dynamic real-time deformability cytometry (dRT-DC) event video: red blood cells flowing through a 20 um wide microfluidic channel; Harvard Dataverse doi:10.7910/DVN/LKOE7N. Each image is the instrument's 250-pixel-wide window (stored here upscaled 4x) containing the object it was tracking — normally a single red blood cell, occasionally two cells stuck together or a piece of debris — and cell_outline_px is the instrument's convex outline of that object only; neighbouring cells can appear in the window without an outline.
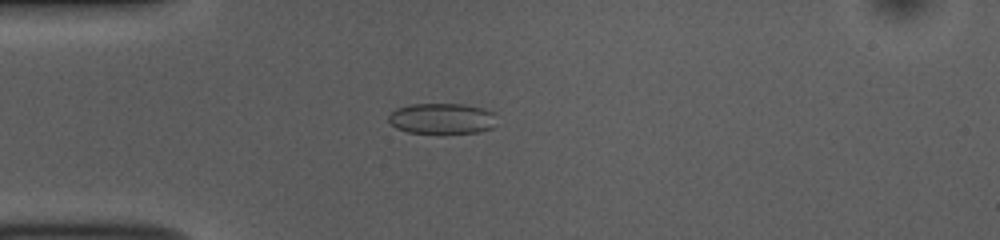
{"species": "common noctule bat (a hibernating species)", "species_latin": "Nyctalus noctula", "temperature_condition": "room temperature", "stored_images_in_passage": 38, "camera_frame_rate_fps": 3000, "um_per_image_px": 0.085, "animal": {"sex": "female", "body_mass_g": 10.0, "forearm_length_mm": 53.1}, "frame": {"image": 1, "passage_image": 4, "time_ms": 1.0, "image_size_px": [1000, 240], "cell_outline_px": [[496, 112], [492, 128], [480, 132], [408, 132], [396, 128], [388, 120], [388, 116], [396, 108], [408, 104], [464, 104]], "centroid_in_image_um": [37.55, 10.06], "position_along_channel_um": 47.5, "area_um2": 19.13}}
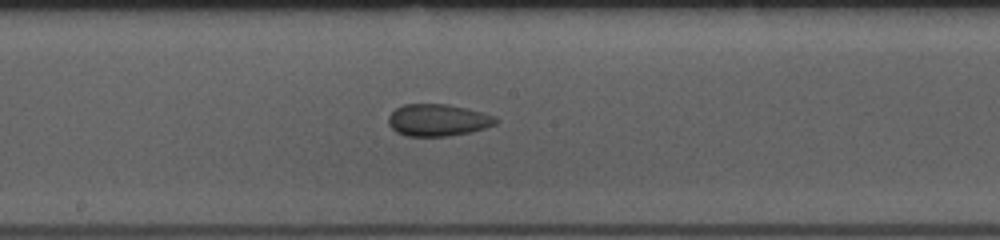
{"frame": {"image": 2, "passage_image": 18, "time_ms": 5.667, "image_size_px": [1000, 240], "cell_outline_px": [[500, 120], [496, 124], [484, 128], [468, 132], [448, 136], [408, 136], [396, 132], [388, 124], [388, 116], [396, 108], [404, 104], [448, 104], [496, 116]], "centroid_in_image_um": [37.21, 10.21], "position_along_channel_um": 211.0, "area_um2": 19.94}}
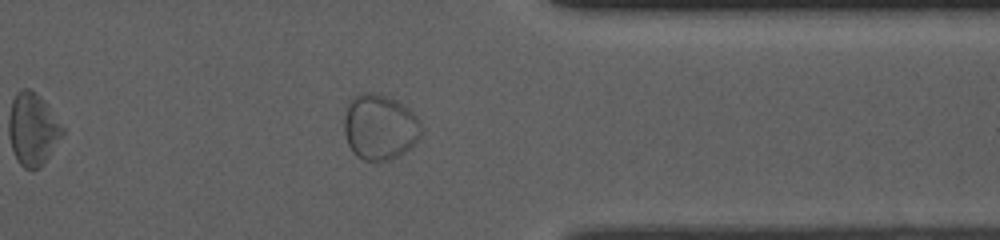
{"frame": {"image": 3, "passage_image": 32, "time_ms": 10.333, "image_size_px": [1000, 240], "cell_outline_px": [[420, 136], [404, 152], [388, 160], [364, 160], [356, 156], [352, 152], [348, 144], [344, 132], [344, 116], [348, 104], [352, 96], [360, 92], [376, 92], [388, 96], [396, 100], [408, 108], [420, 120]], "centroid_in_image_um": [32.23, 10.76], "position_along_channel_um": 379.2, "area_um2": 29.42}}